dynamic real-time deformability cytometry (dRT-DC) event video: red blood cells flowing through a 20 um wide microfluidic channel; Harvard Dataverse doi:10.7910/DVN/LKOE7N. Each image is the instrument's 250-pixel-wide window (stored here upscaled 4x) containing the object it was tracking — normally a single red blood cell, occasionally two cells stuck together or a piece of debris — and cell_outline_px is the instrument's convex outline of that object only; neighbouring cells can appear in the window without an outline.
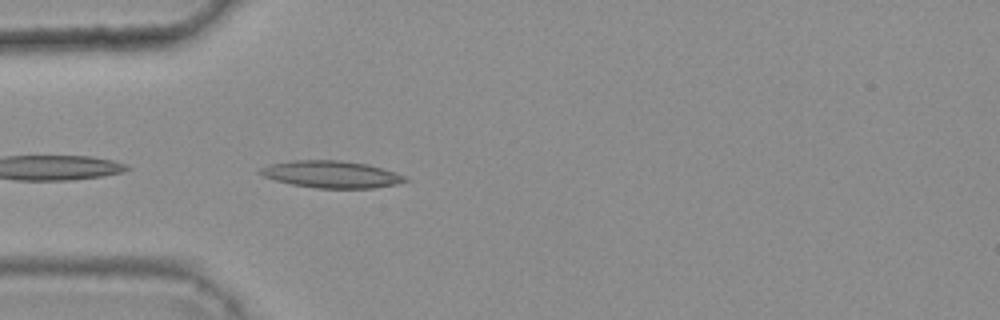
{"species": "common noctule bat (a hibernating species)", "species_latin": "Nyctalus noctula", "temperature_condition": "warm", "stored_images_in_passage": 9, "camera_frame_rate_fps": 3000, "um_per_image_px": 0.085, "animal": {"sex": "female", "body_mass_g": 25.1}, "frame": {"image": 1, "passage_image": 2, "time_ms": 0.333, "image_size_px": [1000, 320], "cell_outline_px": [[412, 180], [396, 184], [372, 188], [316, 188], [292, 184], [276, 180], [264, 176], [256, 172], [260, 168], [268, 164], [292, 160], [340, 160], [368, 164], [396, 172]], "centroid_in_image_um": [28.17, 14.81], "position_along_channel_um": 56.8, "area_um2": 22.95}}
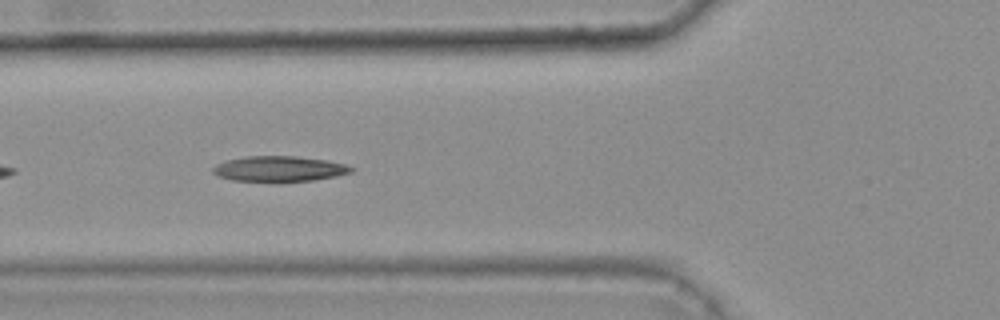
{"frame": {"image": 2, "passage_image": 6, "time_ms": 1.667, "image_size_px": [1000, 320], "cell_outline_px": [[356, 168], [352, 172], [336, 176], [316, 180], [280, 184], [276, 184], [232, 180], [220, 176], [212, 172], [212, 168], [216, 164], [224, 160], [244, 156], [296, 156], [328, 160], [344, 164]], "centroid_in_image_um": [23.73, 14.38], "position_along_channel_um": 102.1, "area_um2": 21.5}}